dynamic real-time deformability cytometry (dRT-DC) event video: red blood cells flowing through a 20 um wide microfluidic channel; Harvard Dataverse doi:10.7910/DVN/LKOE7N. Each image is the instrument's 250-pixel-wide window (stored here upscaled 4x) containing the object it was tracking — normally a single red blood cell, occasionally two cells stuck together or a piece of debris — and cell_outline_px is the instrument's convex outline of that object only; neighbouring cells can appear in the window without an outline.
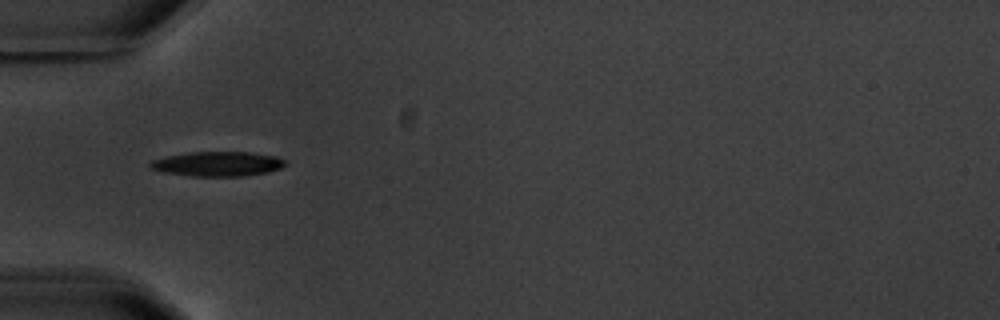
{"species": "common noctule bat (a hibernating species)", "species_latin": "Nyctalus noctula", "temperature_condition": "warm", "stored_images_in_passage": 1, "camera_frame_rate_fps": 3000, "um_per_image_px": 0.085, "animal": {"sex": "male", "body_mass_g": 20.1, "forearm_length_mm": 53.5}, "frame": {"image": 1, "passage_image": 1, "time_ms": 0.0, "image_size_px": [1000, 320], "cell_outline_px": [[288, 164], [280, 168], [268, 172], [244, 176], [192, 176], [160, 172], [152, 168], [148, 164], [152, 160], [168, 156], [192, 152], [248, 152], [276, 156], [284, 160]], "centroid_in_image_um": [18.51, 13.94], "position_along_channel_um": 66.5, "area_um2": 19.36}}